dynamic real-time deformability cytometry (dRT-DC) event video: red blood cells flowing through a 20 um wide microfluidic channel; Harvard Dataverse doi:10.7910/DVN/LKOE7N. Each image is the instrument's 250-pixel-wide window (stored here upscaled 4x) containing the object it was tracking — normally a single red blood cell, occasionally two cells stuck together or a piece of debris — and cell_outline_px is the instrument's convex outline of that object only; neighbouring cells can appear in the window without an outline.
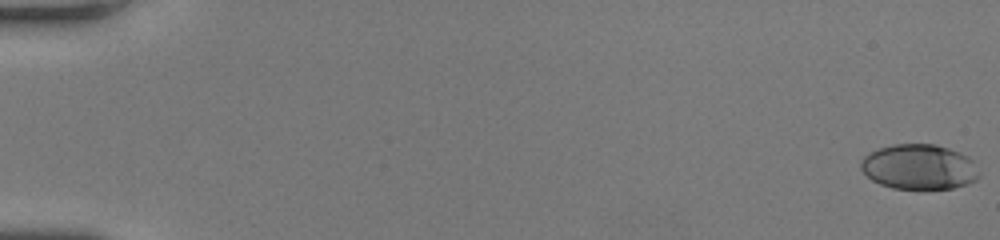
{"species": "human", "species_latin": "Homo sapiens", "temperature_condition": "room temperature", "stored_images_in_passage": 51, "camera_frame_rate_fps": 3000, "um_per_image_px": 0.085, "donor": {"sex": "female"}, "frame": {"image": 1, "passage_image": 1, "time_ms": 0.0, "image_size_px": [1000, 240], "cell_outline_px": [[980, 176], [976, 180], [968, 184], [952, 188], [892, 188], [880, 184], [872, 180], [860, 168], [860, 164], [864, 156], [868, 152], [892, 144], [936, 144], [960, 152], [968, 156], [972, 160], [980, 172]], "centroid_in_image_um": [78.14, 14.17], "position_along_channel_um": 6.9, "area_um2": 31.15}}
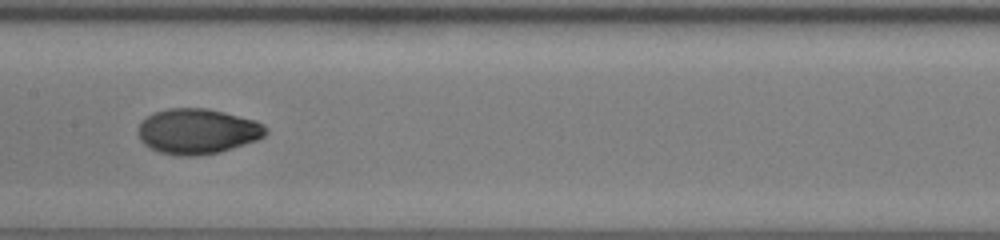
{"frame": {"image": 2, "passage_image": 28, "time_ms": 9.0, "image_size_px": [1000, 240], "cell_outline_px": [[268, 132], [264, 136], [256, 140], [220, 152], [196, 156], [176, 156], [160, 152], [144, 144], [140, 140], [136, 132], [140, 124], [148, 116], [156, 112], [168, 108], [208, 108], [256, 120], [264, 124], [268, 128]], "centroid_in_image_um": [16.8, 11.16], "position_along_channel_um": 190.6, "area_um2": 33.81}}
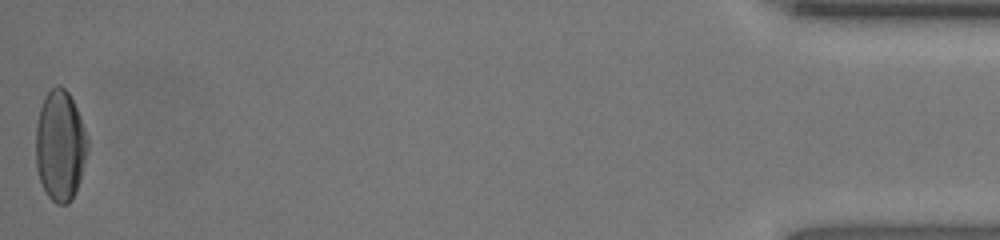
{"frame": {"image": 3, "passage_image": 51, "time_ms": 16.667, "image_size_px": [1000, 240], "cell_outline_px": [[88, 148], [80, 180], [76, 192], [72, 200], [68, 204], [56, 204], [48, 196], [40, 180], [36, 168], [36, 124], [40, 108], [44, 96], [56, 84], [60, 84], [68, 92], [80, 116], [88, 136]], "centroid_in_image_um": [5.12, 12.38], "position_along_channel_um": 430.1, "area_um2": 33.58}, "authors_computed_cell_mechanics": {"area_um2": 32.5414, "velocity_mm_per_s": 4.2999, "shape_relaxation_time_tau1_ms": 5.9724, "shape_relaxation_time_tau2_ms": 0.9153, "deformation_change_tau1": 0.2262, "deformation_change_tau2": 0.037}}